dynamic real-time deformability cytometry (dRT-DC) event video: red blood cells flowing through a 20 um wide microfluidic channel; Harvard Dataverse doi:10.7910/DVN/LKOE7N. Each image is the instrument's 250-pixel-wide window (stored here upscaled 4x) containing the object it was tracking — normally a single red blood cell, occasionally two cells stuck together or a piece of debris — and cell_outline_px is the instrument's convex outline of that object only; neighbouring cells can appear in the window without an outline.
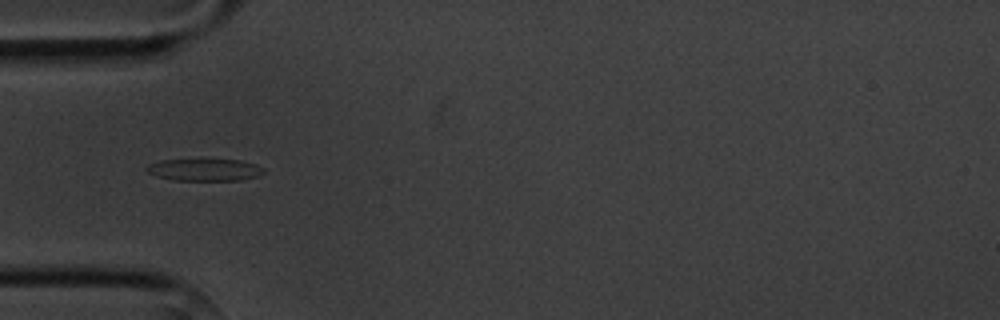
{"species": "common noctule bat (a hibernating species)", "species_latin": "Nyctalus noctula", "temperature_condition": "cold", "stored_images_in_passage": 4, "camera_frame_rate_fps": 3000, "um_per_image_px": 0.085, "animal": {"sex": "male", "body_mass_g": 20.1, "forearm_length_mm": 53.5}, "frame": {"image": 1, "passage_image": 4, "time_ms": 3.667, "image_size_px": [1000, 320], "cell_outline_px": [[264, 172], [256, 176], [240, 180], [172, 180], [156, 176], [148, 172], [144, 168], [148, 164], [160, 160], [240, 160], [256, 164], [264, 168]], "centroid_in_image_um": [17.36, 14.43], "position_along_channel_um": 67.6, "area_um2": 14.97}}